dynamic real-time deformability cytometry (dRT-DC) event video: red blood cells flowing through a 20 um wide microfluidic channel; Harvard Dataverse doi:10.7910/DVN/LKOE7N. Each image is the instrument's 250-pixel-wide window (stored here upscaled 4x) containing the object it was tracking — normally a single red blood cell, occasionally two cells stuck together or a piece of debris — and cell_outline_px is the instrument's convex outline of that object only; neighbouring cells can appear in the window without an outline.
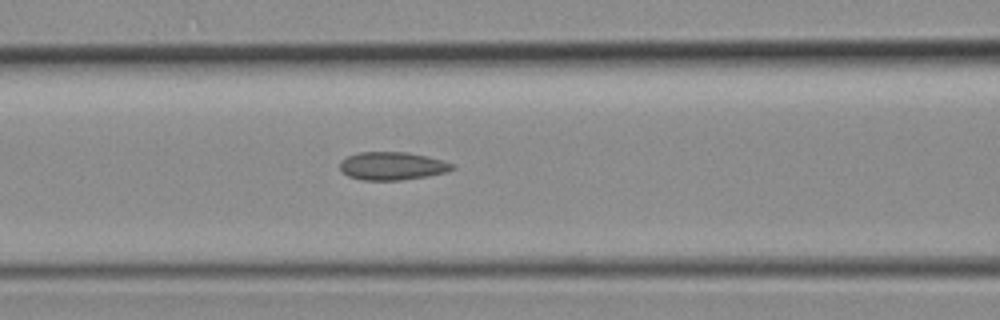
{"species": "common noctule bat (a hibernating species)", "species_latin": "Nyctalus noctula", "temperature_condition": "room temperature", "stored_images_in_passage": 5, "camera_frame_rate_fps": 3000, "um_per_image_px": 0.085, "animal": {"sex": "female", "body_mass_g": 19.3, "forearm_length_mm": 54.1}, "frame": {"image": 1, "passage_image": 5, "time_ms": 1.333, "image_size_px": [1000, 320], "cell_outline_px": [[456, 168], [448, 172], [428, 176], [400, 180], [360, 180], [348, 176], [340, 172], [340, 160], [348, 156], [360, 152], [408, 152], [428, 156], [456, 164]], "centroid_in_image_um": [33.36, 14.11], "position_along_channel_um": 133.2, "area_um2": 18.67}}